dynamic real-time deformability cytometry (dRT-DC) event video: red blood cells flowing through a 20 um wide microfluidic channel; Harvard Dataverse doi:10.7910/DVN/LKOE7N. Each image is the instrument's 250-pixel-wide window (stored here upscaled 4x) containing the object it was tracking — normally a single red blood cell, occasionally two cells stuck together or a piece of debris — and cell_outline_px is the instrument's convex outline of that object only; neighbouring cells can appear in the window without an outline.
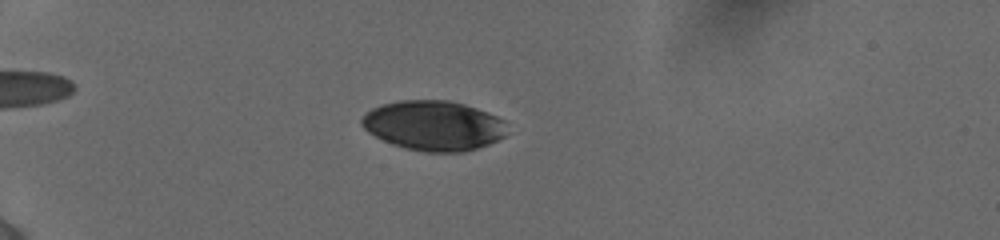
{"species": "human", "species_latin": "Homo sapiens", "temperature_condition": "cold", "stored_images_in_passage": 90, "camera_frame_rate_fps": 3000, "um_per_image_px": 0.085, "donor": {"sex": "female"}, "frame": {"image": 1, "passage_image": 21, "time_ms": 5.333, "image_size_px": [1000, 240], "cell_outline_px": [[504, 136], [488, 144], [464, 152], [428, 152], [404, 148], [392, 144], [368, 132], [360, 124], [360, 120], [372, 108], [384, 104], [400, 100], [448, 100], [464, 104], [488, 112], [504, 120]], "centroid_in_image_um": [36.83, 10.67], "position_along_channel_um": 48.2, "area_um2": 41.91}}
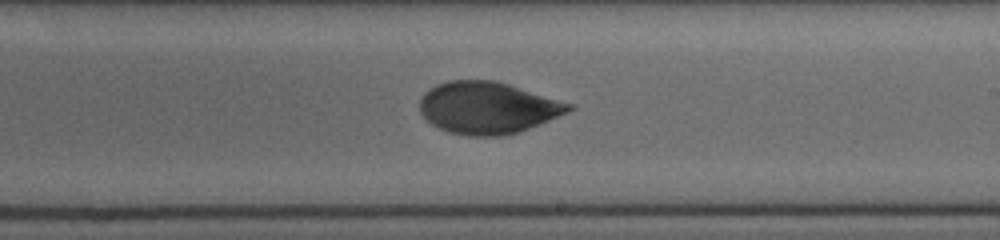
{"frame": {"image": 2, "passage_image": 48, "time_ms": 11.667, "image_size_px": [1000, 240], "cell_outline_px": [[572, 108], [568, 112], [528, 128], [504, 136], [468, 136], [448, 132], [432, 124], [420, 112], [420, 100], [424, 92], [436, 84], [448, 80], [496, 80], [572, 104]], "centroid_in_image_um": [41.41, 9.15], "position_along_channel_um": 247.6, "area_um2": 44.74}}
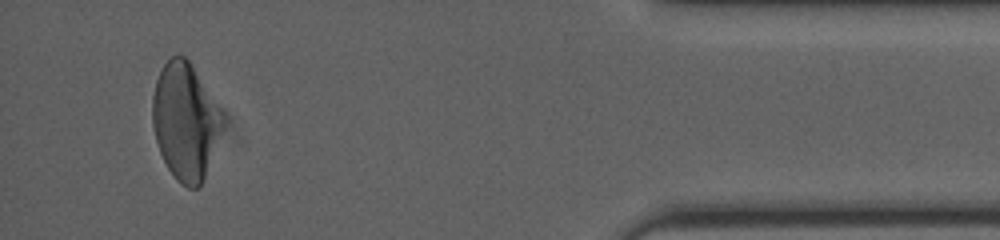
{"frame": {"image": 3, "passage_image": 84, "time_ms": 17.333, "image_size_px": [1000, 240], "cell_outline_px": [[216, 128], [204, 176], [200, 184], [196, 188], [188, 188], [180, 184], [176, 180], [168, 168], [160, 152], [156, 140], [152, 124], [152, 96], [156, 80], [164, 64], [172, 56], [184, 56], [188, 60], [200, 84]], "centroid_in_image_um": [15.5, 10.37], "position_along_channel_um": 419.7, "area_um2": 42.77}, "authors_computed_cell_mechanics": {"area_um2": 44.6794, "velocity_mm_per_s": 3.8626, "shape_relaxation_time_tau1_ms": 4.7247, "shape_relaxation_time_tau2_ms": 2.0177, "deformation_change_tau1": 0.1365, "deformation_change_tau2": 0.0565}}